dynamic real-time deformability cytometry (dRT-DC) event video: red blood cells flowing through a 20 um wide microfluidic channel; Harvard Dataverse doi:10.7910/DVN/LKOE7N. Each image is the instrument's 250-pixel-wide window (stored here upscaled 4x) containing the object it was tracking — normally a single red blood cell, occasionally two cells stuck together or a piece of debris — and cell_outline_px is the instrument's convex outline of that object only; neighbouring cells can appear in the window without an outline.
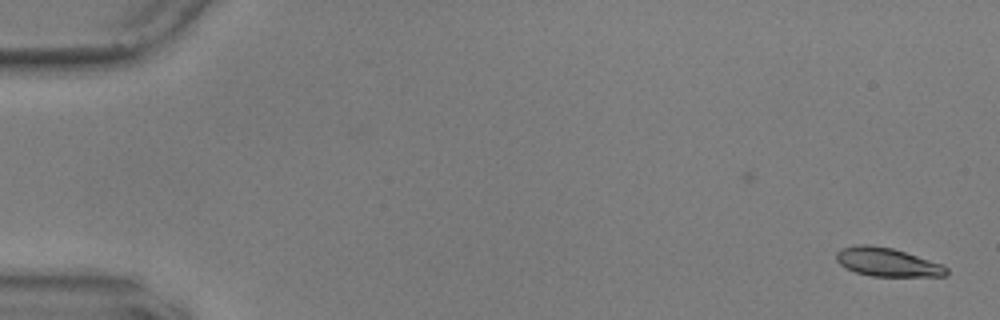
{"species": "common noctule bat (a hibernating species)", "species_latin": "Nyctalus noctula", "temperature_condition": "warm", "stored_images_in_passage": 56, "camera_frame_rate_fps": 3000, "um_per_image_px": 0.085, "animal": {"sex": "male", "body_mass_g": 17.9, "forearm_length_mm": 54.2}, "frame": {"image": 1, "passage_image": 1, "time_ms": 0.0, "image_size_px": [1000, 320], "cell_outline_px": [[948, 272], [944, 276], [872, 276], [856, 272], [840, 264], [836, 260], [836, 252], [840, 248], [860, 244], [868, 244], [892, 248], [944, 264], [948, 268]], "centroid_in_image_um": [75.43, 22.27], "position_along_channel_um": 9.6, "area_um2": 18.32}}
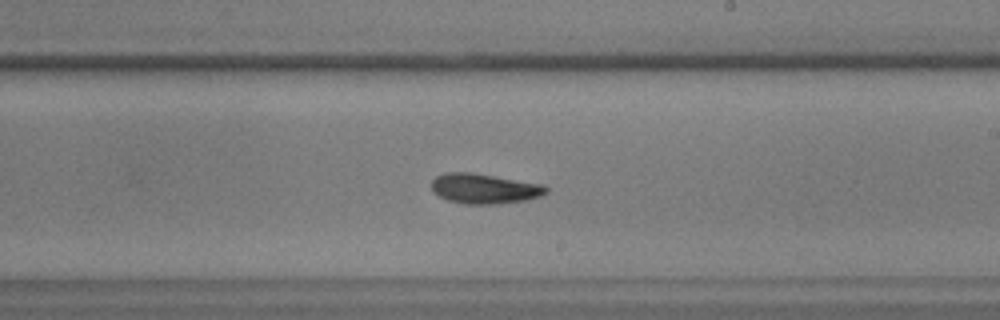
{"frame": {"image": 2, "passage_image": 33, "time_ms": 10.667, "image_size_px": [1000, 320], "cell_outline_px": [[548, 192], [540, 196], [524, 200], [500, 204], [464, 204], [448, 200], [432, 192], [432, 180], [436, 176], [444, 172], [472, 172], [544, 184], [548, 188]], "centroid_in_image_um": [41.17, 16.02], "position_along_channel_um": 247.8, "area_um2": 20.23}}
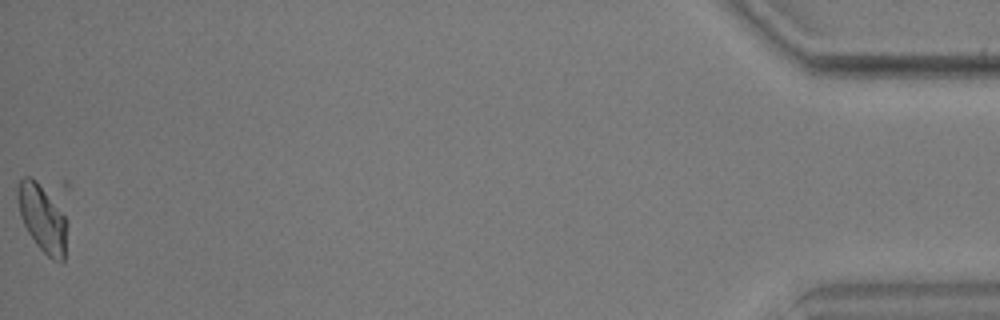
{"frame": {"image": 3, "passage_image": 56, "time_ms": 18.333, "image_size_px": [1000, 320], "cell_outline_px": [[68, 224], [64, 260], [60, 264], [52, 260], [36, 244], [28, 232], [20, 216], [16, 200], [16, 188], [20, 180], [24, 176], [32, 176], [48, 192], [68, 220]], "centroid_in_image_um": [3.61, 18.54], "position_along_channel_um": 431.6, "area_um2": 19.88}, "authors_computed_cell_mechanics": {"area_um2": 19.5075, "velocity_mm_per_s": 3.5918, "shape_relaxation_time_tau1_ms": 3.7756, "shape_relaxation_time_tau2_ms": 4.67, "deformation_change_tau1": 0.1391, "deformation_change_tau2": 0.1032}}